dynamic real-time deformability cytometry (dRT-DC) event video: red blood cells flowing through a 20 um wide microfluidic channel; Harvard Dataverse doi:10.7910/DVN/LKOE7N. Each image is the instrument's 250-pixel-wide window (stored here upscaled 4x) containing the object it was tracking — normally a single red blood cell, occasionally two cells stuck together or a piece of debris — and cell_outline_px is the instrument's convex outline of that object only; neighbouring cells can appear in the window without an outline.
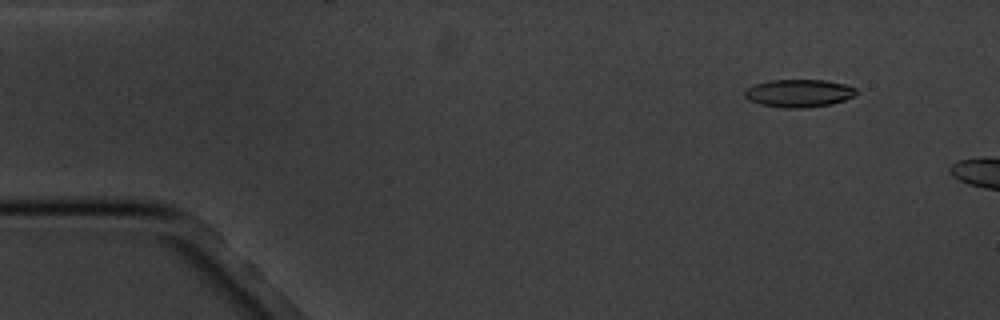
{"species": "common noctule bat (a hibernating species)", "species_latin": "Nyctalus noctula", "temperature_condition": "cold", "stored_images_in_passage": 4, "camera_frame_rate_fps": 3000, "um_per_image_px": 0.085, "animal": {"sex": "male", "body_mass_g": 20.1, "forearm_length_mm": 53.5}, "frame": {"image": 1, "passage_image": 2, "time_ms": 1.0, "image_size_px": [1000, 320], "cell_outline_px": [[856, 96], [832, 104], [804, 108], [784, 108], [760, 104], [748, 100], [744, 96], [744, 92], [748, 88], [756, 84], [772, 80], [824, 80], [844, 84], [856, 88]], "centroid_in_image_um": [67.92, 7.93], "position_along_channel_um": 17.1, "area_um2": 18.03}}